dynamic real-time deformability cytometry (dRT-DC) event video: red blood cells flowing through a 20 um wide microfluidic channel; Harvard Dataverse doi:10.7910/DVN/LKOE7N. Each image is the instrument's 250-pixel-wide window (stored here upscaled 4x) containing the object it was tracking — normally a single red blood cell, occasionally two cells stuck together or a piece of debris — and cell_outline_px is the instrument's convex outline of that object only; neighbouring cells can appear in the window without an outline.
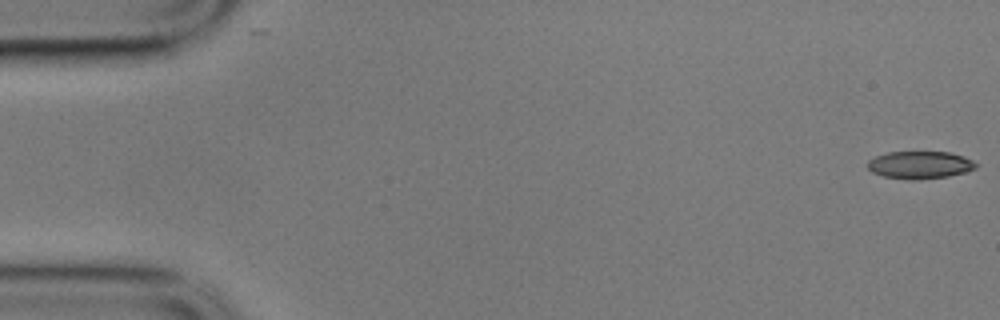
{"species": "common noctule bat (a hibernating species)", "species_latin": "Nyctalus noctula", "temperature_condition": "cold", "stored_images_in_passage": 57, "camera_frame_rate_fps": 3000, "um_per_image_px": 0.085, "animal": {"sex": "male", "body_mass_g": 17.9}, "frame": {"image": 1, "passage_image": 1, "time_ms": 0.0, "image_size_px": [1000, 320], "cell_outline_px": [[976, 168], [964, 172], [948, 176], [916, 180], [912, 180], [884, 176], [872, 172], [868, 168], [868, 160], [876, 156], [888, 152], [948, 152], [964, 156], [972, 160], [976, 164]], "centroid_in_image_um": [78.18, 14.01], "position_along_channel_um": 6.8, "area_um2": 17.22}}
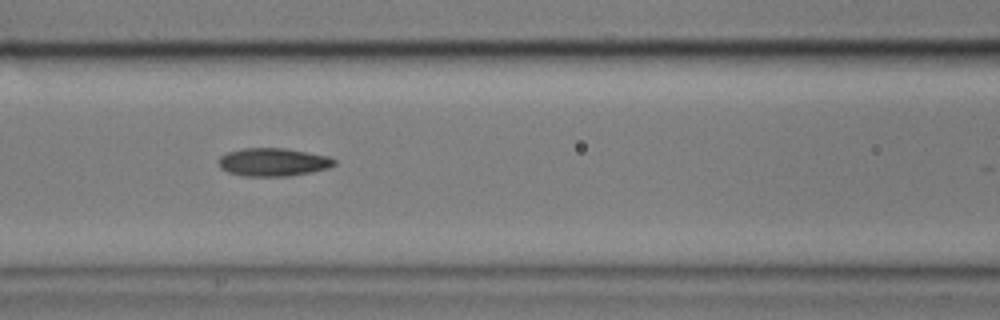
{"frame": {"image": 2, "passage_image": 24, "time_ms": 7.667, "image_size_px": [1000, 320], "cell_outline_px": [[336, 164], [328, 168], [312, 172], [288, 176], [244, 176], [228, 172], [220, 168], [216, 160], [220, 156], [228, 152], [244, 148], [284, 148], [328, 156], [336, 160]], "centroid_in_image_um": [23.19, 13.78], "position_along_channel_um": 143.4, "area_um2": 19.02}}
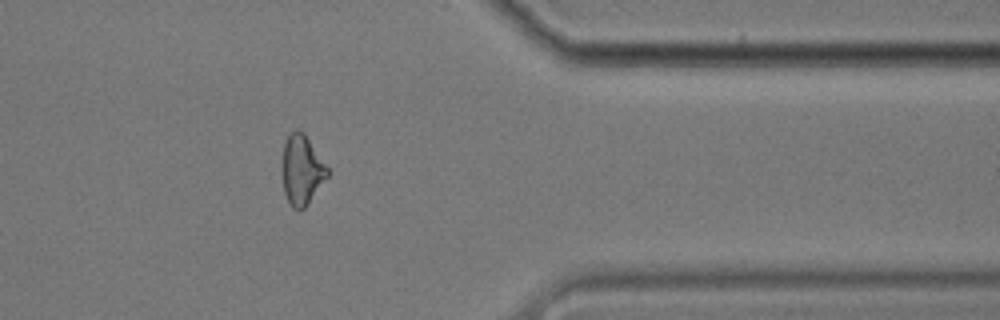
{"frame": {"image": 3, "passage_image": 46, "time_ms": 15.0, "image_size_px": [1000, 320], "cell_outline_px": [[328, 176], [308, 204], [300, 212], [292, 208], [284, 192], [280, 168], [284, 140], [296, 128], [304, 132], [328, 168]], "centroid_in_image_um": [25.61, 14.44], "position_along_channel_um": 385.8, "area_um2": 18.79}, "authors_computed_cell_mechanics": {"area_um2": 18.8428, "velocity_mm_per_s": 3.5214, "shape_relaxation_time_tau1_ms": 5.8674, "shape_relaxation_time_tau2_ms": 4.1704, "deformation_change_tau1": 0.1552, "deformation_change_tau2": 0.1129}}